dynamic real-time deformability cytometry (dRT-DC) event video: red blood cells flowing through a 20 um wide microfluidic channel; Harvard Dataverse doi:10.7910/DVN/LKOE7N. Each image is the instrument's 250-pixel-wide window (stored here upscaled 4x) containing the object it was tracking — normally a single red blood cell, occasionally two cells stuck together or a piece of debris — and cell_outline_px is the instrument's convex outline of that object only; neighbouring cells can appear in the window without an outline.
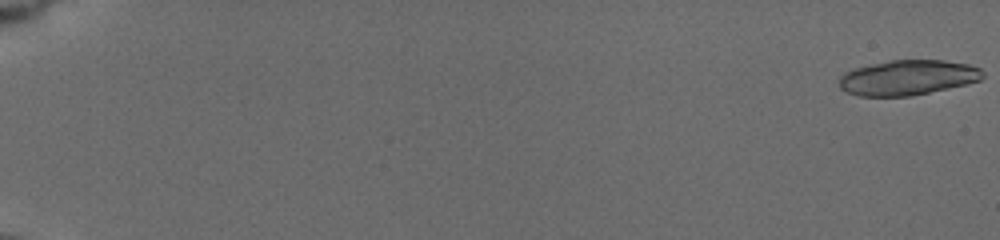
{"species": "common noctule bat (a hibernating species)", "species_latin": "Nyctalus noctula", "temperature_condition": "cold", "stored_images_in_passage": 55, "camera_frame_rate_fps": 3000, "um_per_image_px": 0.085, "animal": {"sex": "female", "body_mass_g": 19.5, "forearm_length_mm": 54.1}, "frame": {"image": 1, "passage_image": 1, "time_ms": 0.0, "image_size_px": [1000, 240], "cell_outline_px": [[984, 76], [980, 80], [964, 84], [912, 96], [860, 96], [848, 92], [840, 88], [840, 76], [844, 72], [856, 68], [888, 60], [944, 60], [968, 64], [980, 68], [984, 72]], "centroid_in_image_um": [77.16, 6.59], "position_along_channel_um": 7.8, "area_um2": 29.19}}
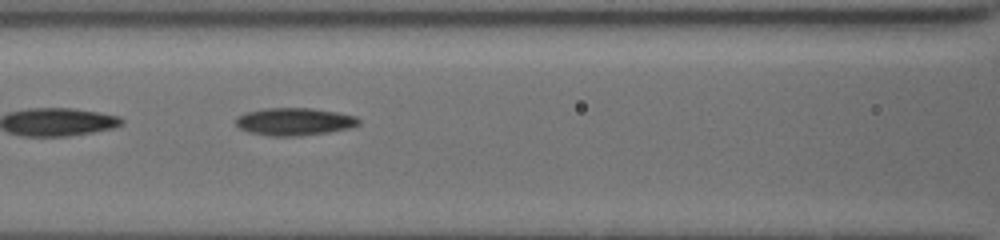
{"frame": {"image": 2, "passage_image": 27, "time_ms": 9.333, "image_size_px": [1000, 240], "cell_outline_px": [[360, 124], [348, 128], [328, 132], [300, 136], [272, 136], [248, 132], [240, 128], [236, 124], [236, 116], [244, 112], [264, 108], [312, 108], [336, 112], [356, 116], [360, 120]], "centroid_in_image_um": [24.99, 10.33], "position_along_channel_um": 141.6, "area_um2": 19.83}}
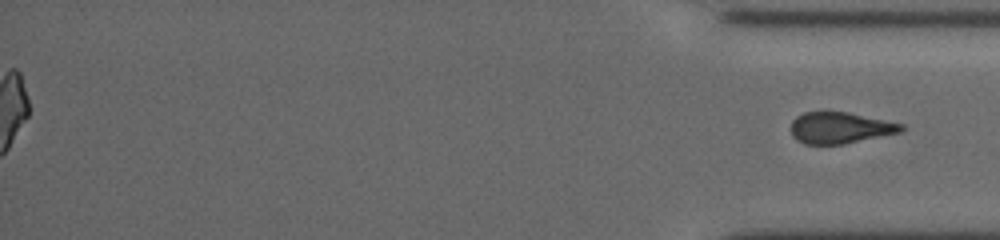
{"frame": {"image": 3, "passage_image": 55, "time_ms": 19.333, "image_size_px": [1000, 240], "cell_outline_px": [[904, 128], [900, 132], [844, 144], [804, 144], [796, 140], [792, 136], [792, 120], [796, 116], [804, 112], [824, 108], [848, 112], [904, 124]], "centroid_in_image_um": [71.35, 10.82], "position_along_channel_um": 363.8, "area_um2": 20.69}}